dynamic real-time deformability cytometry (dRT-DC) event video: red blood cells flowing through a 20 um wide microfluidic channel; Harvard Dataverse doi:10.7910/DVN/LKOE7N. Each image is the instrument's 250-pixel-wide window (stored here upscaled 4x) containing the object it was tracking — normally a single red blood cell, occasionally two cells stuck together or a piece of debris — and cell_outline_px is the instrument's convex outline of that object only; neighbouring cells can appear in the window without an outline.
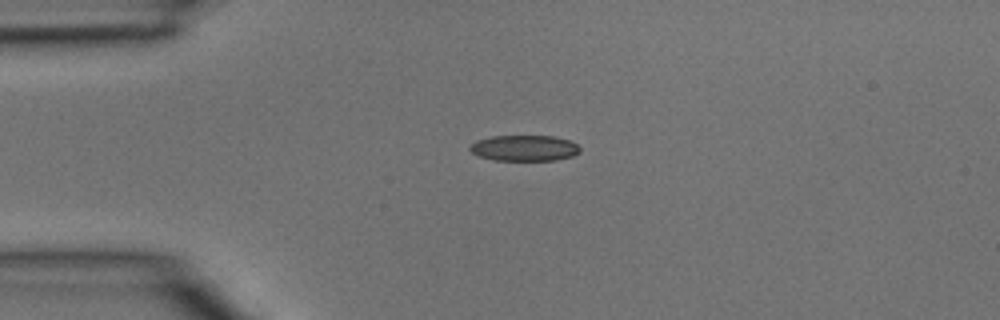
{"species": "common noctule bat (a hibernating species)", "species_latin": "Nyctalus noctula", "temperature_condition": "room temperature", "stored_images_in_passage": 1, "camera_frame_rate_fps": 3000, "um_per_image_px": 0.085, "animal": {"sex": "male", "body_mass_g": 15.6}, "frame": {"image": 1, "passage_image": 1, "time_ms": 0.0, "image_size_px": [1000, 320], "cell_outline_px": [[580, 152], [572, 156], [556, 160], [492, 160], [480, 156], [472, 152], [468, 148], [476, 140], [492, 136], [556, 136], [568, 140], [576, 144], [580, 148]], "centroid_in_image_um": [44.57, 12.58], "position_along_channel_um": 40.4, "area_um2": 16.53}}